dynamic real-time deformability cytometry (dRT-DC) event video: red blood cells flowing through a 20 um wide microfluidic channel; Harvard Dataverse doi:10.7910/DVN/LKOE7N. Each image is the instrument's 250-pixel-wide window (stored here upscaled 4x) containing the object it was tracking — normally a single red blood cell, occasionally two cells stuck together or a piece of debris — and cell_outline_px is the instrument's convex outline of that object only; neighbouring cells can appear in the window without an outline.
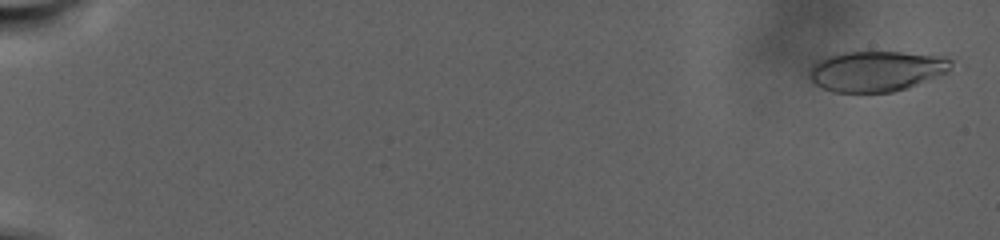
{"species": "human", "species_latin": "Homo sapiens", "temperature_condition": "warm", "stored_images_in_passage": 99, "camera_frame_rate_fps": 3000, "um_per_image_px": 0.085, "donor": {"sex": "male"}, "frame": {"image": 1, "passage_image": 4, "time_ms": 1.0, "image_size_px": [1000, 240], "cell_outline_px": [[952, 64], [948, 72], [908, 88], [892, 92], [832, 92], [816, 84], [808, 76], [808, 72], [812, 64], [816, 60], [828, 56], [844, 52], [900, 52], [944, 56], [952, 60]], "centroid_in_image_um": [74.49, 6.04], "position_along_channel_um": 10.5, "area_um2": 33.58}}
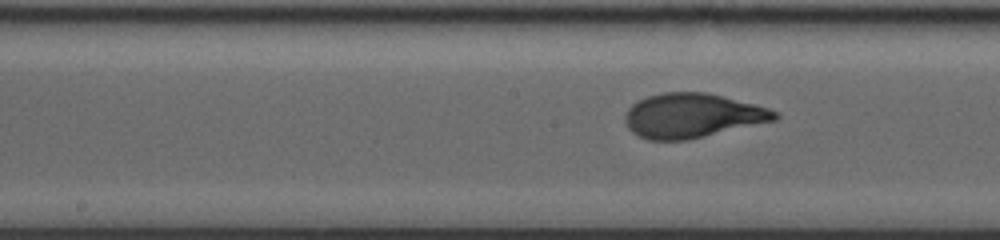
{"frame": {"image": 2, "passage_image": 56, "time_ms": 18.333, "image_size_px": [1000, 240], "cell_outline_px": [[780, 116], [776, 120], [688, 140], [648, 140], [632, 132], [628, 128], [624, 120], [624, 116], [628, 108], [636, 100], [648, 96], [664, 92], [708, 92], [768, 108], [776, 112]], "centroid_in_image_um": [58.81, 9.82], "position_along_channel_um": 189.4, "area_um2": 38.73}}
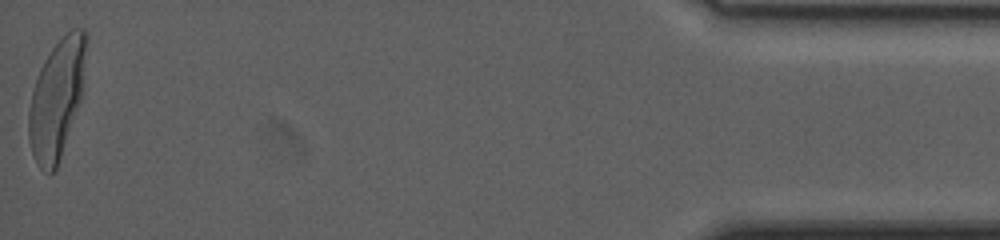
{"frame": {"image": 3, "passage_image": 99, "time_ms": 32.667, "image_size_px": [1000, 240], "cell_outline_px": [[88, 40], [80, 100], [56, 168], [48, 176], [36, 164], [28, 140], [28, 112], [32, 92], [40, 68], [44, 60], [52, 48], [72, 28], [84, 28], [88, 32]], "centroid_in_image_um": [4.81, 8.37], "position_along_channel_um": 430.4, "area_um2": 39.42}, "authors_computed_cell_mechanics": {"area_um2": 37.5122, "velocity_mm_per_s": 2.2294, "shape_relaxation_time_tau1_ms": 7.1875, "shape_relaxation_time_tau2_ms": null, "deformation_change_tau1": 0.261, "deformation_change_tau2": null}}